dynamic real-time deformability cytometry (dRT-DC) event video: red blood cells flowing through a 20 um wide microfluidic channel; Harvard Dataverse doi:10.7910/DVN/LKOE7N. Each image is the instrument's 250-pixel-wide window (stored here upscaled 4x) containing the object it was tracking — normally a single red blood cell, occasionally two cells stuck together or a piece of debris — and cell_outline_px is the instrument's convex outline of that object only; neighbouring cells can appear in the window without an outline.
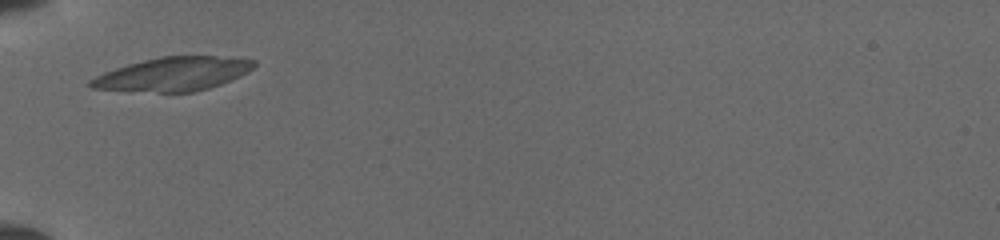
{"species": "common noctule bat (a hibernating species)", "species_latin": "Nyctalus noctula", "temperature_condition": "cold", "stored_images_in_passage": 4, "camera_frame_rate_fps": 3000, "um_per_image_px": 0.085, "animal": {"sex": "female", "body_mass_g": 19.5, "forearm_length_mm": 54.1}, "frame": {"image": 1, "passage_image": 1, "time_ms": 0.0, "image_size_px": [1000, 240], "cell_outline_px": [[256, 64], [248, 72], [240, 76], [220, 84], [208, 88], [192, 92], [156, 92], [92, 88], [84, 84], [88, 80], [104, 72], [128, 64], [160, 56], [212, 56], [256, 60]], "centroid_in_image_um": [14.68, 6.29], "position_along_channel_um": 70.3, "area_um2": 31.85}}
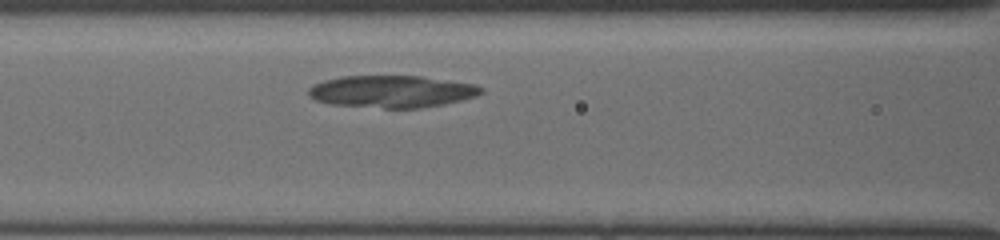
{"frame": {"image": 2, "passage_image": 4, "time_ms": 1.667, "image_size_px": [1000, 240], "cell_outline_px": [[484, 92], [476, 96], [444, 104], [420, 108], [384, 108], [332, 104], [316, 100], [308, 96], [308, 88], [312, 84], [324, 80], [340, 76], [420, 76], [472, 84], [484, 88]], "centroid_in_image_um": [33.27, 7.77], "position_along_channel_um": 133.3, "area_um2": 32.25}}